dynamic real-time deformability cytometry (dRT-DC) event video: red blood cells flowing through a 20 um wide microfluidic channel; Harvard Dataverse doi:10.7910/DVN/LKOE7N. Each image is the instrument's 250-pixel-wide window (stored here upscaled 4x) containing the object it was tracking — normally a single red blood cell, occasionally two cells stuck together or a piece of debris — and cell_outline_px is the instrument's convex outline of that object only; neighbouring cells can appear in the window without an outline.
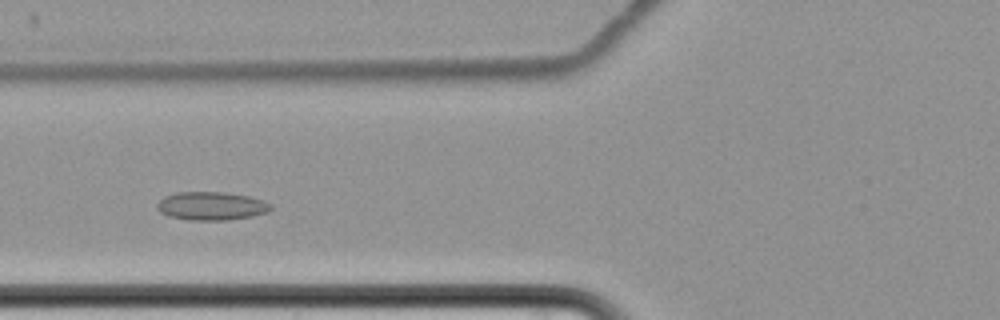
{"species": "common noctule bat (a hibernating species)", "species_latin": "Nyctalus noctula", "temperature_condition": "cold", "stored_images_in_passage": 6, "camera_frame_rate_fps": 3000, "um_per_image_px": 0.085, "animal": {"sex": "female", "body_mass_g": 22.7, "forearm_length_mm": 54.2}, "frame": {"image": 1, "passage_image": 3, "time_ms": 2.333, "image_size_px": [1000, 320], "cell_outline_px": [[272, 208], [268, 212], [252, 216], [228, 220], [188, 220], [168, 216], [160, 212], [156, 208], [156, 204], [164, 196], [176, 192], [224, 192], [248, 196], [264, 200], [272, 204]], "centroid_in_image_um": [17.96, 17.51], "position_along_channel_um": 107.8, "area_um2": 18.96}}
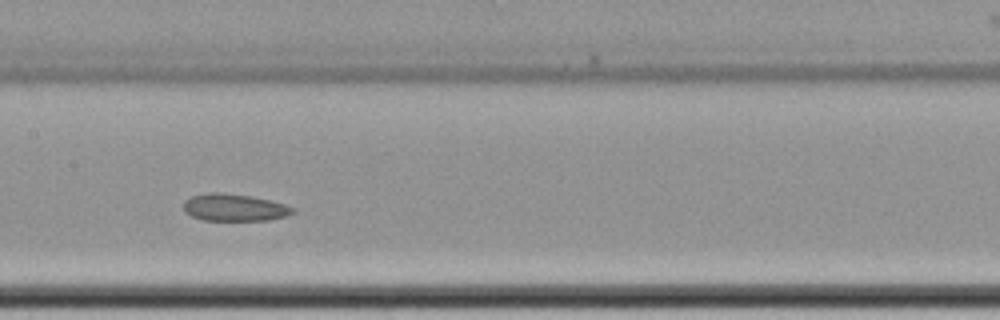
{"frame": {"image": 2, "passage_image": 5, "time_ms": 4.667, "image_size_px": [1000, 320], "cell_outline_px": [[296, 212], [284, 216], [268, 220], [204, 220], [192, 216], [184, 212], [184, 200], [192, 196], [208, 192], [220, 192], [252, 196], [284, 204], [292, 208]], "centroid_in_image_um": [19.88, 17.63], "position_along_channel_um": 187.5, "area_um2": 17.17}}
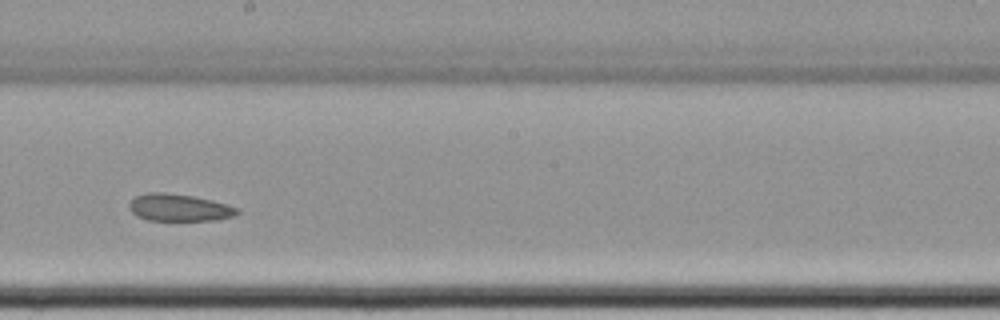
{"frame": {"image": 3, "passage_image": 6, "time_ms": 6.0, "image_size_px": [1000, 320], "cell_outline_px": [[240, 212], [232, 216], [216, 220], [148, 220], [136, 216], [128, 208], [128, 204], [136, 196], [148, 192], [164, 192], [192, 196], [212, 200], [240, 208]], "centroid_in_image_um": [15.21, 17.64], "position_along_channel_um": 233.0, "area_um2": 17.11}}